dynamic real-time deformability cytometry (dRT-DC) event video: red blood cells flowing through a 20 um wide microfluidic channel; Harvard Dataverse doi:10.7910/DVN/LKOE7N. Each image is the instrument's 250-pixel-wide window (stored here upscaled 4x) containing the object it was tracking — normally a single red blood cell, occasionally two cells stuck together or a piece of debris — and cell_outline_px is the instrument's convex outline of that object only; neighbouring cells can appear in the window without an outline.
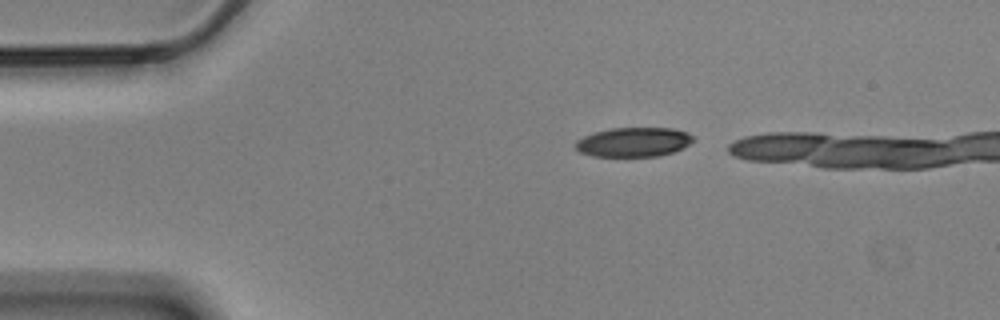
{"species": "Egyptian fruit bat (a non-hibernating species)", "species_latin": "Rousettus aegyptiacus", "temperature_condition": "cold", "stored_images_in_passage": 14, "camera_frame_rate_fps": 3000, "um_per_image_px": 0.085, "animal": {"sex": "male"}, "frame": {"image": 1, "passage_image": 5, "time_ms": 1.333, "image_size_px": [1000, 320], "cell_outline_px": [[696, 140], [672, 152], [660, 156], [592, 156], [580, 152], [576, 148], [576, 140], [584, 136], [596, 132], [612, 128], [672, 128], [688, 132]], "centroid_in_image_um": [53.86, 12.07], "position_along_channel_um": 31.1, "area_um2": 20.0}}